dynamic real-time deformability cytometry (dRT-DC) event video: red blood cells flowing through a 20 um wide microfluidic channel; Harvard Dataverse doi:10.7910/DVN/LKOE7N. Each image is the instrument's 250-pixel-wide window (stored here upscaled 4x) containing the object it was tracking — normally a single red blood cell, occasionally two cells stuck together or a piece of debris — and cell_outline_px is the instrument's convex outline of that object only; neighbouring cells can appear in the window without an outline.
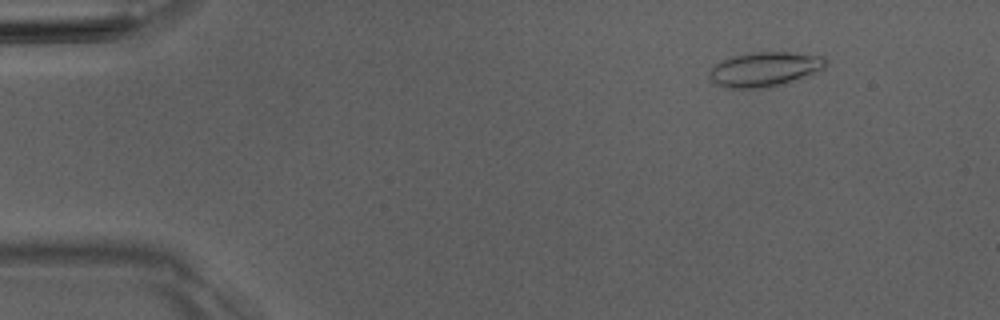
{"species": "Egyptian fruit bat (a non-hibernating species)", "species_latin": "Rousettus aegyptiacus", "temperature_condition": "room temperature", "stored_images_in_passage": 4, "camera_frame_rate_fps": 3000, "um_per_image_px": 0.085, "animal": {"sex": "male"}, "frame": {"image": 1, "passage_image": 1, "time_ms": 0.0, "image_size_px": [1000, 320], "cell_outline_px": [[828, 64], [824, 68], [784, 84], [772, 88], [728, 88], [716, 84], [708, 76], [708, 72], [716, 64], [732, 56], [752, 52], [788, 52], [824, 56]], "centroid_in_image_um": [64.99, 5.89], "position_along_channel_um": 20.0, "area_um2": 23.41}}